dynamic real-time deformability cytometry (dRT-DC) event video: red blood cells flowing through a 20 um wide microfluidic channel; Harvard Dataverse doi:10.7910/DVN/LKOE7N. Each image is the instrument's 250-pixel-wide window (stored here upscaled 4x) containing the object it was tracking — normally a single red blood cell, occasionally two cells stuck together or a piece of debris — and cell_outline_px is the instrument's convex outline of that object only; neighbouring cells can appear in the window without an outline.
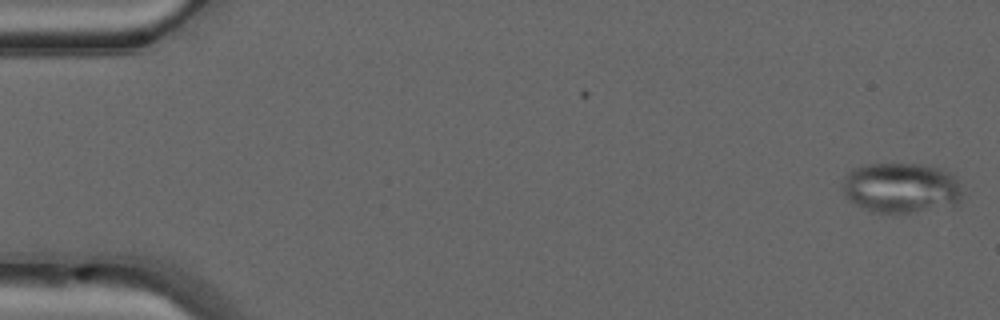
{"species": "common noctule bat (a hibernating species)", "species_latin": "Nyctalus noctula", "temperature_condition": "warm", "stored_images_in_passage": 3, "camera_frame_rate_fps": 3000, "um_per_image_px": 0.085, "animal": {"sex": "male", "forearm_length_mm": 52.5}, "frame": {"image": 1, "passage_image": 3, "time_ms": 0.667, "image_size_px": [1000, 320], "cell_outline_px": [[964, 196], [956, 208], [896, 216], [872, 212], [848, 200], [844, 196], [840, 184], [844, 176], [852, 168], [864, 164], [920, 164], [944, 168], [956, 180], [964, 192]], "centroid_in_image_um": [76.64, 16.03], "position_along_channel_um": 8.4, "area_um2": 37.11}}